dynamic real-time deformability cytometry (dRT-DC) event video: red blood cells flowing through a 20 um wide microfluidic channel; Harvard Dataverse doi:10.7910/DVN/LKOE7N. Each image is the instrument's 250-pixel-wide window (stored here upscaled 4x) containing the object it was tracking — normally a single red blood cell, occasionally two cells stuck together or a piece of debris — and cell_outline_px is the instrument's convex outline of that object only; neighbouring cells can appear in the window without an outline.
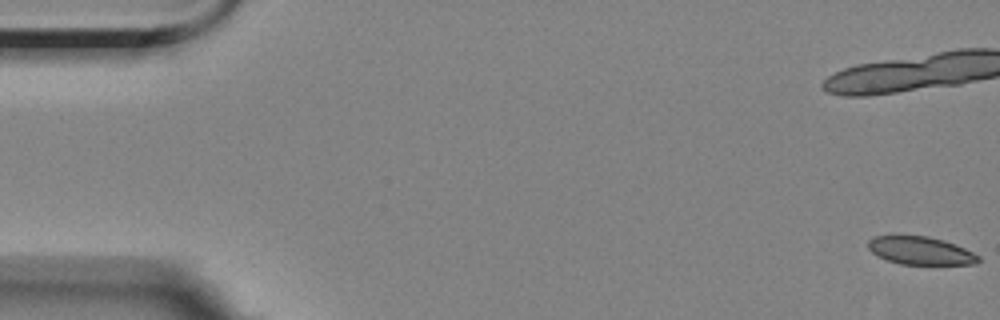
{"species": "Egyptian fruit bat (a non-hibernating species)", "species_latin": "Rousettus aegyptiacus", "temperature_condition": "room temperature", "stored_images_in_passage": 58, "camera_frame_rate_fps": 3000, "um_per_image_px": 0.085, "animal": {"sex": "female"}, "frame": {"image": 1, "passage_image": 1, "time_ms": 0.0, "image_size_px": [1000, 320], "cell_outline_px": [[980, 260], [976, 264], [900, 264], [888, 260], [872, 252], [868, 248], [868, 240], [872, 236], [928, 236], [944, 240], [964, 248], [980, 256]], "centroid_in_image_um": [78.25, 21.3], "position_along_channel_um": 6.7, "area_um2": 17.8}}
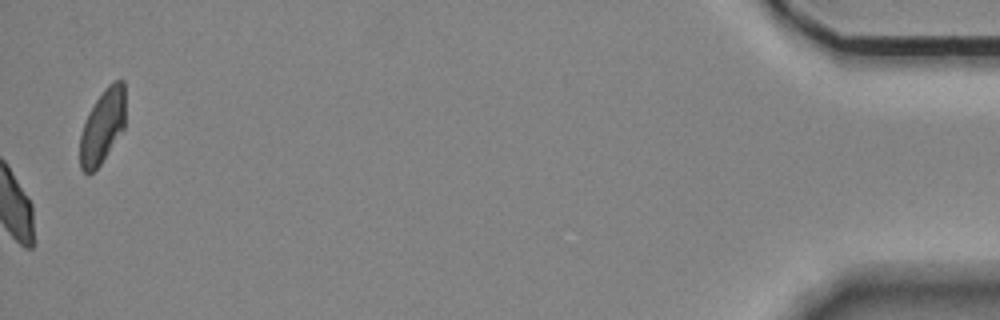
{"frame": {"image": 2, "passage_image": 58, "time_ms": 19.0, "image_size_px": [1000, 320], "cell_outline_px": [[124, 128], [100, 164], [88, 176], [80, 168], [80, 136], [84, 124], [96, 100], [104, 88], [108, 84], [116, 80], [124, 80]], "centroid_in_image_um": [8.7, 10.75], "position_along_channel_um": 426.5, "area_um2": 19.25}, "authors_computed_cell_mechanics": {"area_um2": 19.8543, "velocity_mm_per_s": 3.5134, "shape_relaxation_time_tau1_ms": 9.5678, "shape_relaxation_time_tau2_ms": 1.3161, "deformation_change_tau1": 0.1657, "deformation_change_tau2": 0.0564}}